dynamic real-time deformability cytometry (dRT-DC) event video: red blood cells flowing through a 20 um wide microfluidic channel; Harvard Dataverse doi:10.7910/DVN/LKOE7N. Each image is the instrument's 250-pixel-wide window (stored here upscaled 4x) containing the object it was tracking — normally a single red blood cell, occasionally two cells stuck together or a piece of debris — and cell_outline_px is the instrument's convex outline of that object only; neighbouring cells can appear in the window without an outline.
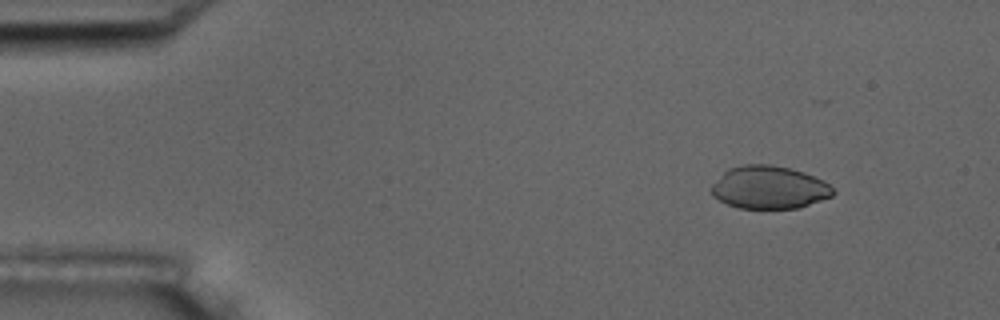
{"species": "common noctule bat (a hibernating species)", "species_latin": "Nyctalus noctula", "temperature_condition": "room temperature", "stored_images_in_passage": 5, "camera_frame_rate_fps": 3000, "um_per_image_px": 0.085, "animal": {"sex": "male", "body_mass_g": 17.5, "forearm_length_mm": 52.3}, "frame": {"image": 1, "passage_image": 2, "time_ms": 1.0, "image_size_px": [1000, 320], "cell_outline_px": [[836, 192], [832, 196], [796, 208], [736, 208], [712, 196], [708, 188], [728, 168], [744, 164], [772, 164], [804, 172], [824, 180]], "centroid_in_image_um": [65.34, 15.92], "position_along_channel_um": 19.7, "area_um2": 30.4}}